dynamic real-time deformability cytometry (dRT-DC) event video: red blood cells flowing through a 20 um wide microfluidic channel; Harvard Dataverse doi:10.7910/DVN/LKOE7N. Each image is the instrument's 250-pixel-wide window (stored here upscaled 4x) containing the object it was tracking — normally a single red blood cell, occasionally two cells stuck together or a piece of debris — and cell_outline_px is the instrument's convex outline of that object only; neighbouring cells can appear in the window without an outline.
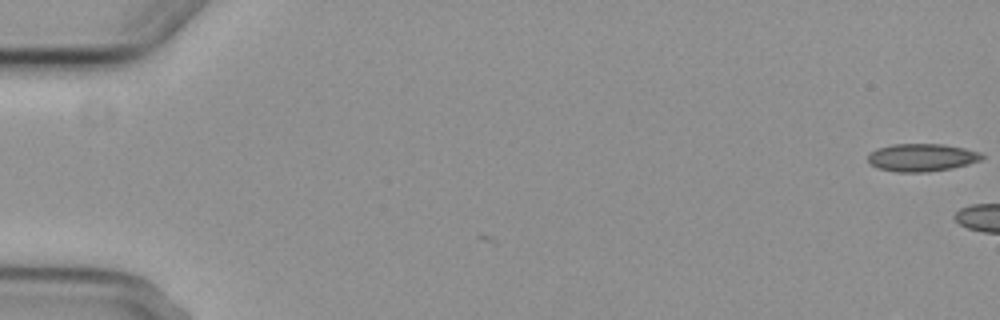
{"species": "common noctule bat (a hibernating species)", "species_latin": "Nyctalus noctula", "temperature_condition": "cold", "stored_images_in_passage": 6, "segment_of_instrument_passage": [2, 2], "camera_frame_rate_fps": 3000, "um_per_image_px": 0.085, "animal": {"sex": "female", "body_mass_g": 29.2, "forearm_length_mm": 56.3}, "frame": {"image": 1, "passage_image": 6, "time_ms": 6.667, "image_size_px": [1000, 320], "cell_outline_px": [[984, 156], [980, 160], [968, 164], [952, 168], [928, 172], [896, 172], [876, 168], [868, 160], [868, 152], [876, 148], [892, 144], [944, 144], [964, 148], [980, 152]], "centroid_in_image_um": [78.32, 13.38], "position_along_channel_um": 6.7, "area_um2": 18.55}}